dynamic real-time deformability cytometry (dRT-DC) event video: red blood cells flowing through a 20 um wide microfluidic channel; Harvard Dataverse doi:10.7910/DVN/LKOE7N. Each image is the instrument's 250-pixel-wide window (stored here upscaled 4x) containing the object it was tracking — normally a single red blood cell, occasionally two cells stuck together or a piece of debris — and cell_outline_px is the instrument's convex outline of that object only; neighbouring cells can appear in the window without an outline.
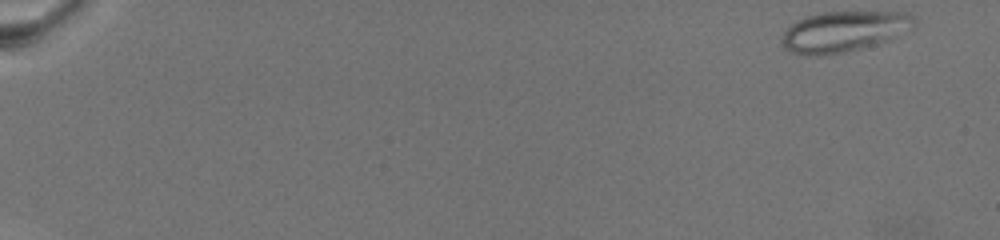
{"species": "common noctule bat (a hibernating species)", "species_latin": "Nyctalus noctula", "temperature_condition": "warm", "stored_images_in_passage": 68, "camera_frame_rate_fps": 3000, "um_per_image_px": 0.085, "animal": {"sex": "female", "body_mass_g": 19.5, "forearm_length_mm": 54.1}, "frame": {"image": 1, "passage_image": 1, "time_ms": 0.0, "image_size_px": [1000, 240], "cell_outline_px": [[916, 24], [888, 40], [860, 48], [844, 52], [824, 56], [816, 56], [792, 52], [784, 48], [780, 40], [784, 32], [796, 20], [808, 16], [824, 12], [908, 12], [916, 20]], "centroid_in_image_um": [71.69, 2.67], "position_along_channel_um": 13.3, "area_um2": 31.04}}
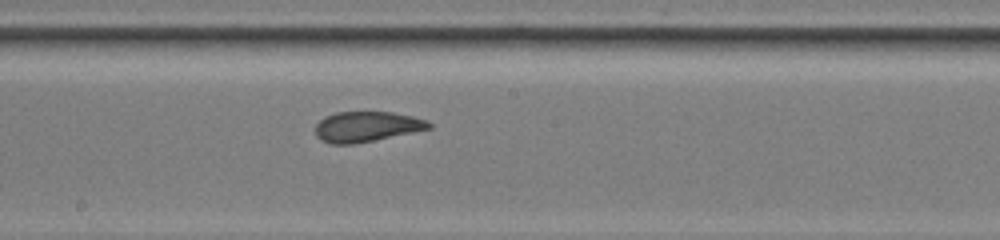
{"frame": {"image": 2, "passage_image": 40, "time_ms": 13.0, "image_size_px": [1000, 240], "cell_outline_px": [[432, 128], [352, 144], [328, 144], [320, 140], [316, 136], [316, 124], [324, 116], [336, 112], [392, 112], [412, 116], [428, 120], [432, 124]], "centroid_in_image_um": [31.14, 10.76], "position_along_channel_um": 217.1, "area_um2": 20.0}}
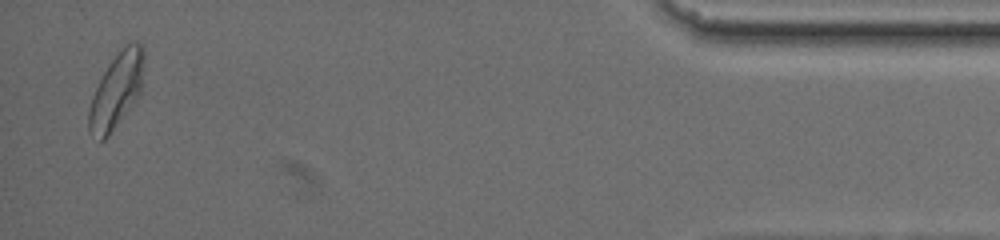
{"frame": {"image": 3, "passage_image": 67, "time_ms": 22.0, "image_size_px": [1000, 240], "cell_outline_px": [[144, 60], [140, 92], [136, 100], [108, 136], [104, 140], [100, 140], [88, 132], [88, 108], [92, 96], [108, 64], [128, 44], [136, 40], [144, 48]], "centroid_in_image_um": [9.89, 7.72], "position_along_channel_um": 425.3, "area_um2": 23.7}, "authors_computed_cell_mechanics": {"area_um2": 22.0796, "velocity_mm_per_s": 3.0616, "shape_relaxation_time_tau1_ms": 8.6687, "shape_relaxation_time_tau2_ms": 1.3216, "deformation_change_tau1": 0.1751, "deformation_change_tau2": 0.077}}